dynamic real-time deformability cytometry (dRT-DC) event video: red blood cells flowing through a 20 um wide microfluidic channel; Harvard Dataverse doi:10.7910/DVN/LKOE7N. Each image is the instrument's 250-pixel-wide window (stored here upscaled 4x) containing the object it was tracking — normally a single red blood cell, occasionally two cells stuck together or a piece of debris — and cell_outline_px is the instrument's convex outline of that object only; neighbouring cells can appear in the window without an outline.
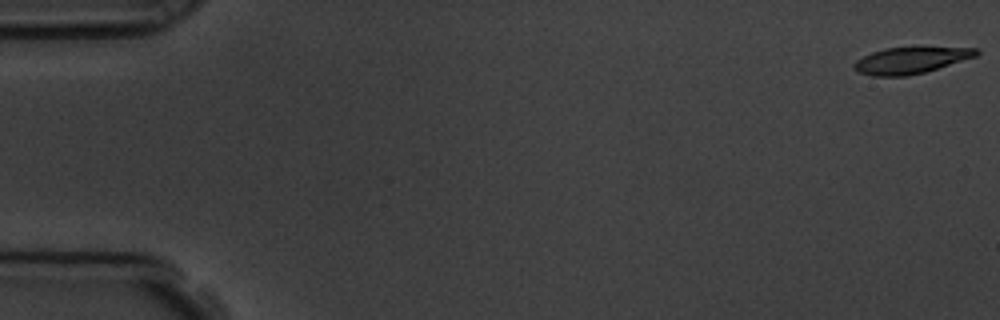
{"species": "common noctule bat (a hibernating species)", "species_latin": "Nyctalus noctula", "temperature_condition": "room temperature", "stored_images_in_passage": 54, "camera_frame_rate_fps": 3000, "um_per_image_px": 0.085, "animal": {"sex": "male", "body_mass_g": 19.5, "forearm_length_mm": 54.6}, "frame": {"image": 1, "passage_image": 1, "time_ms": 0.0, "image_size_px": [1000, 320], "cell_outline_px": [[980, 52], [976, 56], [924, 72], [908, 76], [872, 76], [860, 72], [852, 68], [852, 64], [856, 60], [872, 52], [888, 48], [976, 48]], "centroid_in_image_um": [77.35, 5.14], "position_along_channel_um": 7.6, "area_um2": 18.38}}
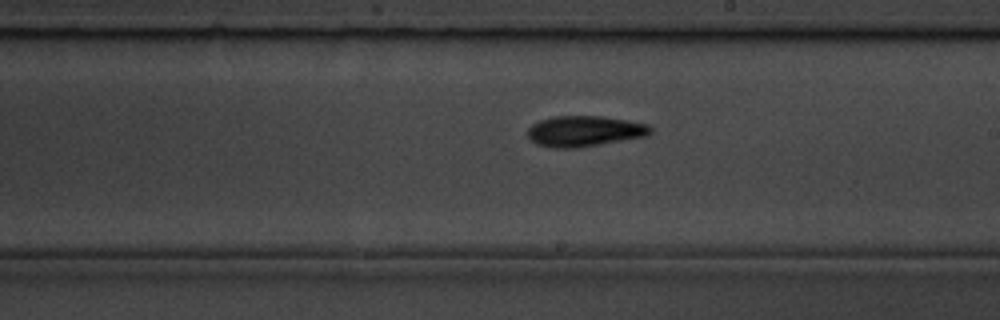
{"frame": {"image": 2, "passage_image": 31, "time_ms": 10.0, "image_size_px": [1000, 320], "cell_outline_px": [[652, 132], [648, 136], [576, 148], [552, 148], [536, 144], [528, 136], [528, 128], [532, 124], [540, 120], [552, 116], [600, 116], [628, 120], [648, 124], [652, 128]], "centroid_in_image_um": [49.69, 11.15], "position_along_channel_um": 239.3, "area_um2": 22.08}}
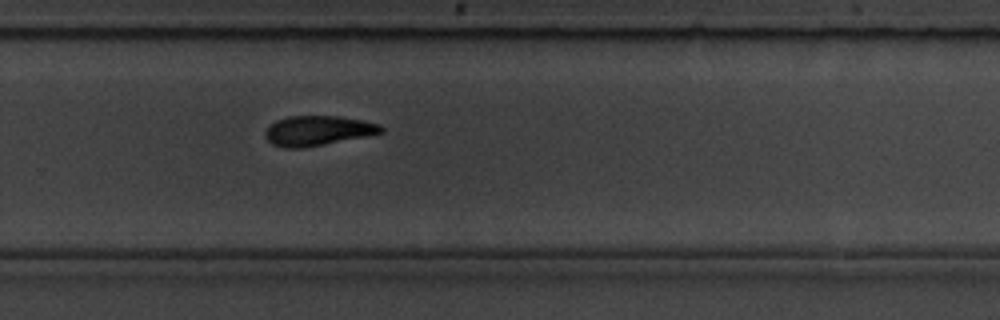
{"frame": {"image": 3, "passage_image": 36, "time_ms": 11.667, "image_size_px": [1000, 320], "cell_outline_px": [[384, 132], [368, 136], [304, 148], [284, 148], [272, 144], [264, 136], [264, 132], [276, 120], [288, 116], [336, 116], [360, 120], [380, 124], [384, 128]], "centroid_in_image_um": [27.01, 11.12], "position_along_channel_um": 302.8, "area_um2": 20.17}, "authors_computed_cell_mechanics": {"area_um2": 20.519, "velocity_mm_per_s": 3.8178, "shape_relaxation_time_tau1_ms": 3.1702, "shape_relaxation_time_tau2_ms": 8.4331, "deformation_change_tau1": 0.1407, "deformation_change_tau2": 0.1823}}